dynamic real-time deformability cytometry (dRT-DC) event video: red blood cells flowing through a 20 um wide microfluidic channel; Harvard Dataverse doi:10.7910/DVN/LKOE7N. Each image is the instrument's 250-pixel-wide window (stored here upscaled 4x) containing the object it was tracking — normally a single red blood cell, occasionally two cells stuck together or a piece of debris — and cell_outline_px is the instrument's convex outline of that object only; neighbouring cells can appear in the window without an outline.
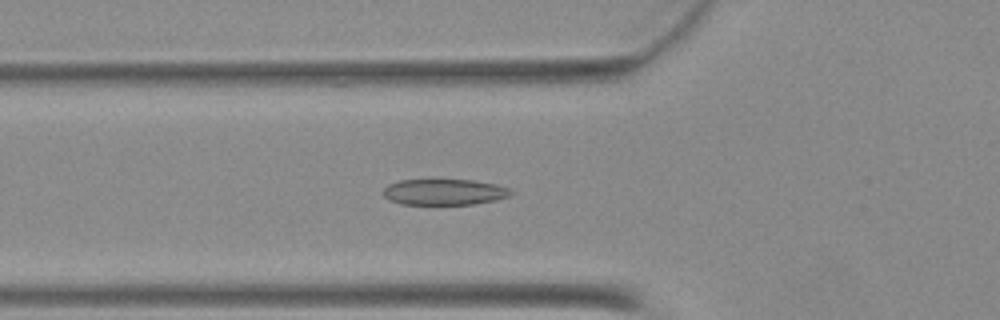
{"species": "Egyptian fruit bat (a non-hibernating species)", "species_latin": "Rousettus aegyptiacus", "temperature_condition": "warm", "stored_images_in_passage": 47, "camera_frame_rate_fps": 3000, "um_per_image_px": 0.085, "animal": {"sex": "female"}, "frame": {"image": 1, "passage_image": 15, "time_ms": 4.667, "image_size_px": [1000, 320], "cell_outline_px": [[512, 192], [508, 196], [496, 200], [472, 204], [400, 204], [388, 200], [384, 196], [384, 188], [388, 184], [400, 180], [472, 180], [496, 184], [508, 188]], "centroid_in_image_um": [37.73, 16.32], "position_along_channel_um": 88.1, "area_um2": 19.19}}
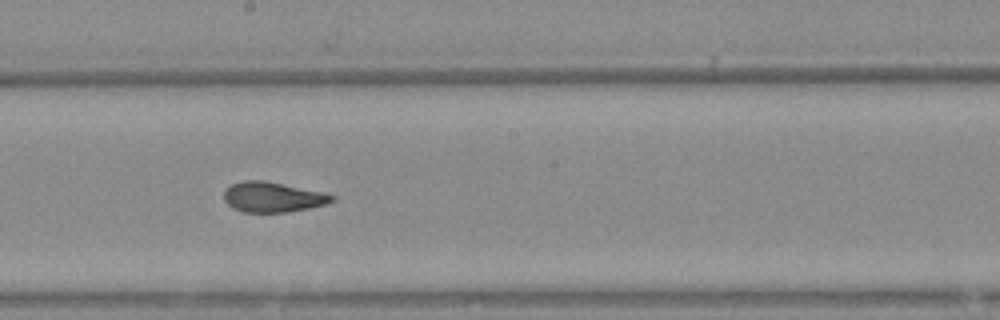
{"frame": {"image": 2, "passage_image": 25, "time_ms": 8.0, "image_size_px": [1000, 320], "cell_outline_px": [[336, 200], [324, 204], [308, 208], [284, 212], [244, 212], [232, 208], [224, 200], [224, 192], [232, 184], [244, 180], [264, 180], [320, 192], [336, 196]], "centroid_in_image_um": [23.15, 16.75], "position_along_channel_um": 225.0, "area_um2": 18.67}}
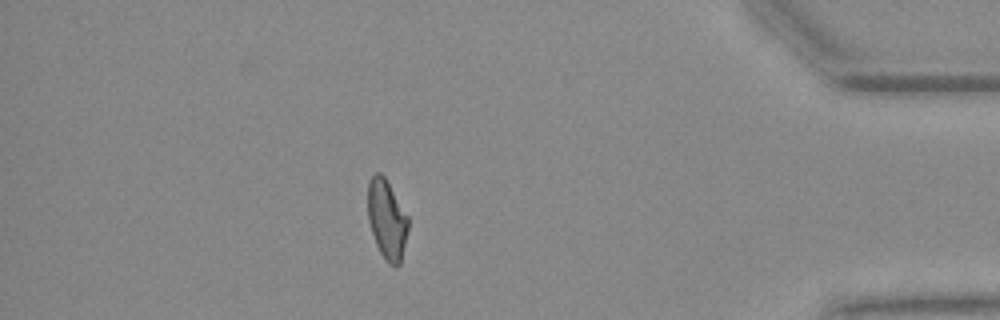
{"frame": {"image": 3, "passage_image": 41, "time_ms": 13.333, "image_size_px": [1000, 320], "cell_outline_px": [[408, 228], [400, 264], [396, 268], [388, 264], [384, 260], [376, 244], [368, 220], [368, 184], [372, 176], [376, 172], [380, 172], [384, 176], [408, 216]], "centroid_in_image_um": [32.88, 18.68], "position_along_channel_um": 402.3, "area_um2": 18.61}}